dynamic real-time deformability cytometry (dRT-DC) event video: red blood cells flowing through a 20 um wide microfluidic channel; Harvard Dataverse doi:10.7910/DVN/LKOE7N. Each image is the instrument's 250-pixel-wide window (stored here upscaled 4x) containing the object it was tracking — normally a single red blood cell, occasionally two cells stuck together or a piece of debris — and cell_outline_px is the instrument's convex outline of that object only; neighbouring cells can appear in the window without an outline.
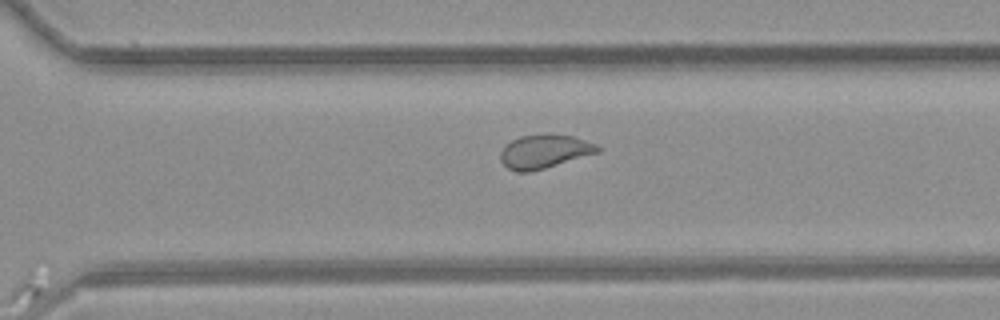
{"species": "common noctule bat (a hibernating species)", "species_latin": "Nyctalus noctula", "temperature_condition": "room temperature", "stored_images_in_passage": 13, "camera_frame_rate_fps": 3000, "um_per_image_px": 0.085, "animal": {"sex": "female", "body_mass_g": 21.9}, "frame": {"image": 1, "passage_image": 13, "time_ms": 14.667, "image_size_px": [1000, 320], "cell_outline_px": [[600, 152], [544, 168], [528, 172], [516, 172], [508, 168], [500, 160], [500, 152], [512, 140], [520, 136], [572, 136], [596, 144], [600, 148]], "centroid_in_image_um": [46.26, 12.91], "position_along_channel_um": 324.3, "area_um2": 18.38}}